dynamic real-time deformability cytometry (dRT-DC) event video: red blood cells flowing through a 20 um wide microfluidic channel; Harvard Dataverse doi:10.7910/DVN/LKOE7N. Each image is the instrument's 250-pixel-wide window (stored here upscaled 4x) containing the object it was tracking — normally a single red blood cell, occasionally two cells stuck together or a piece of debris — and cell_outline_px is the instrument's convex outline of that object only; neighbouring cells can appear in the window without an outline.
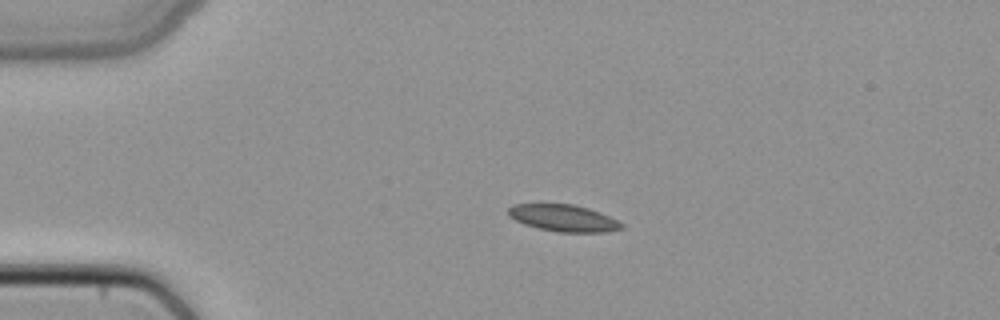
{"species": "common noctule bat (a hibernating species)", "species_latin": "Nyctalus noctula", "temperature_condition": "cold", "stored_images_in_passage": 2, "camera_frame_rate_fps": 3000, "um_per_image_px": 0.085, "animal": {"sex": "female", "body_mass_g": 22.7, "forearm_length_mm": 54.2}, "frame": {"image": 1, "passage_image": 1, "time_ms": 0.0, "image_size_px": [1000, 320], "cell_outline_px": [[624, 228], [608, 232], [560, 232], [540, 228], [524, 224], [508, 216], [508, 208], [512, 204], [576, 204], [600, 212], [624, 224]], "centroid_in_image_um": [47.91, 18.53], "position_along_channel_um": 37.1, "area_um2": 17.69}}